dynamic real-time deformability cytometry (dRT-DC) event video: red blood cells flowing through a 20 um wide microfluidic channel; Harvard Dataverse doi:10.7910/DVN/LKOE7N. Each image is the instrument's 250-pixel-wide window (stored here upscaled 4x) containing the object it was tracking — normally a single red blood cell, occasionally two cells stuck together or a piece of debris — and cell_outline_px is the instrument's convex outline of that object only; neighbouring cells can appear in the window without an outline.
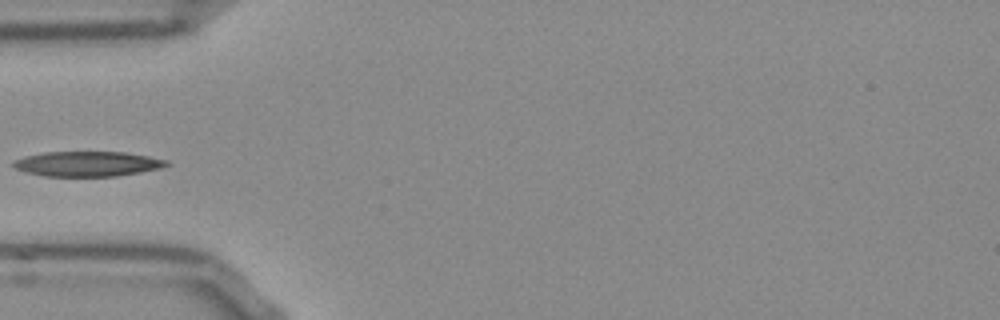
{"species": "Egyptian fruit bat (a non-hibernating species)", "species_latin": "Rousettus aegyptiacus", "temperature_condition": "room temperature", "stored_images_in_passage": 26, "camera_frame_rate_fps": 3000, "um_per_image_px": 0.085, "frame": {"image": 1, "passage_image": 1, "time_ms": 0.0, "image_size_px": [1000, 320], "cell_outline_px": [[172, 164], [160, 168], [140, 172], [116, 176], [44, 176], [28, 172], [16, 168], [12, 164], [12, 160], [24, 156], [44, 152], [124, 152], [148, 156], [168, 160]], "centroid_in_image_um": [7.45, 13.92], "position_along_channel_um": 77.6, "area_um2": 22.31}}